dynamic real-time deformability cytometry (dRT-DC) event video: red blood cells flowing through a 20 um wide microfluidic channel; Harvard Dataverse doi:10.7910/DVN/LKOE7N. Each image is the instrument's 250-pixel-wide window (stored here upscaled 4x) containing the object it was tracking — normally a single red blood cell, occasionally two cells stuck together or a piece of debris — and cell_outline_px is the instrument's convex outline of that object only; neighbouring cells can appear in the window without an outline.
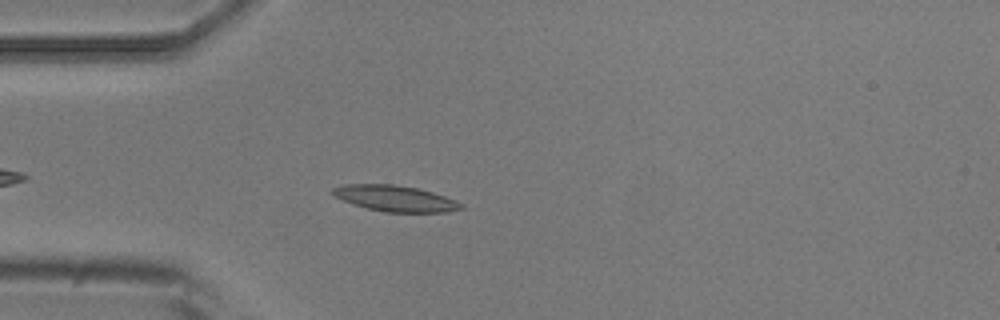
{"species": "common noctule bat (a hibernating species)", "species_latin": "Nyctalus noctula", "temperature_condition": "room temperature", "stored_images_in_passage": 1, "camera_frame_rate_fps": 3000, "um_per_image_px": 0.085, "animal": {"sex": "male", "body_mass_g": 20.5, "forearm_length_mm": 52.5}, "frame": {"image": 1, "passage_image": 1, "time_ms": 0.0, "image_size_px": [1000, 320], "cell_outline_px": [[464, 208], [448, 212], [384, 212], [352, 204], [336, 196], [332, 192], [332, 188], [344, 184], [396, 184], [416, 188], [432, 192], [456, 200], [464, 204]], "centroid_in_image_um": [33.63, 16.87], "position_along_channel_um": 51.4, "area_um2": 19.36}}